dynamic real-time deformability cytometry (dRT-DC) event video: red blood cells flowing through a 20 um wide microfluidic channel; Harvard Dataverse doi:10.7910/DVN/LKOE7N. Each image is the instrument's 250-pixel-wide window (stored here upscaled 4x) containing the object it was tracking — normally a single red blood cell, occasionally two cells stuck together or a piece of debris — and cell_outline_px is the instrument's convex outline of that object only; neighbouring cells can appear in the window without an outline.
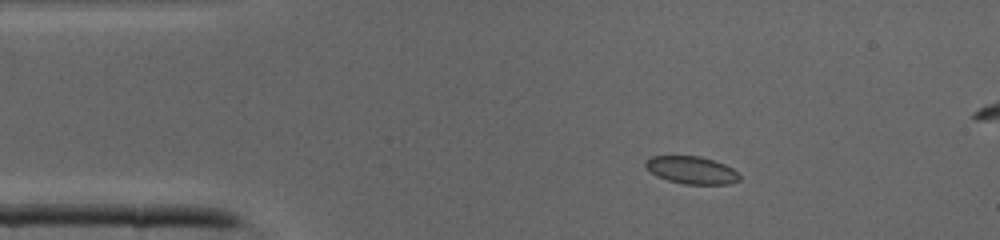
{"species": "common noctule bat (a hibernating species)", "species_latin": "Nyctalus noctula", "temperature_condition": "cold", "stored_images_in_passage": 42, "camera_frame_rate_fps": 3000, "um_per_image_px": 0.085, "animal": {"sex": "male", "body_mass_g": 19.0, "forearm_length_mm": 50.8}, "frame": {"image": 1, "passage_image": 6, "time_ms": 1.667, "image_size_px": [1000, 240], "cell_outline_px": [[740, 180], [728, 184], [684, 184], [668, 180], [656, 176], [644, 164], [644, 160], [652, 156], [700, 156], [724, 164], [732, 168], [740, 176]], "centroid_in_image_um": [58.77, 14.46], "position_along_channel_um": 26.2, "area_um2": 14.97}}
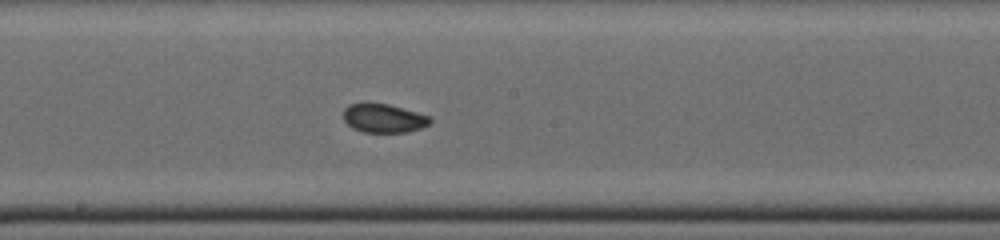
{"frame": {"image": 2, "passage_image": 21, "time_ms": 6.667, "image_size_px": [1000, 240], "cell_outline_px": [[432, 120], [428, 124], [420, 128], [408, 132], [364, 132], [352, 128], [344, 120], [344, 108], [348, 104], [388, 104], [416, 112], [428, 116]], "centroid_in_image_um": [32.59, 10.06], "position_along_channel_um": 215.6, "area_um2": 14.22}}
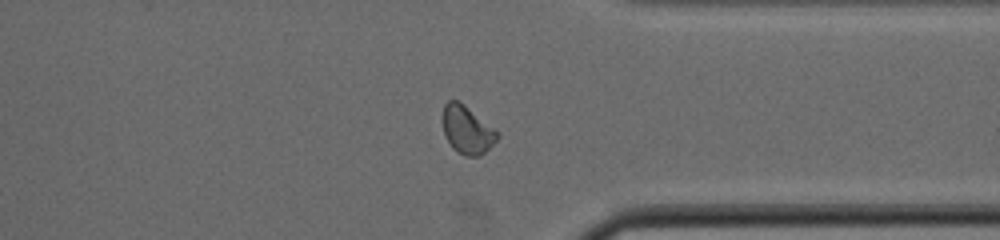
{"frame": {"image": 3, "passage_image": 31, "time_ms": 10.0, "image_size_px": [1000, 240], "cell_outline_px": [[500, 136], [480, 156], [464, 156], [452, 148], [444, 136], [444, 104], [448, 100], [456, 100], [464, 104], [492, 128]], "centroid_in_image_um": [39.67, 11.05], "position_along_channel_um": 371.7, "area_um2": 14.8}}